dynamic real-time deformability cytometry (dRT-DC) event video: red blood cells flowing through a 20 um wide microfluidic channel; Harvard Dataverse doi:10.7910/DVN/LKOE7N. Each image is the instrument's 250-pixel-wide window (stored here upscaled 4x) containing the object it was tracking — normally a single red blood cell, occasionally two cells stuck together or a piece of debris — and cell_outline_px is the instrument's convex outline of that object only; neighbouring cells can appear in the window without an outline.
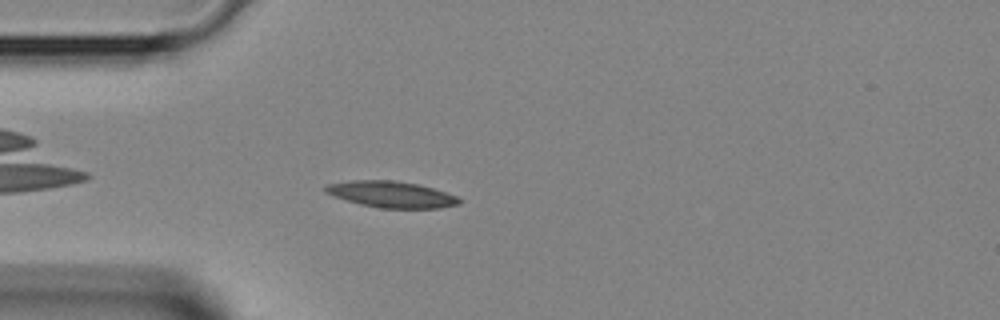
{"species": "Egyptian fruit bat (a non-hibernating species)", "species_latin": "Rousettus aegyptiacus", "temperature_condition": "room temperature", "stored_images_in_passage": 34, "camera_frame_rate_fps": 3000, "um_per_image_px": 0.085, "animal": {"sex": "female"}, "frame": {"image": 1, "passage_image": 3, "time_ms": 0.667, "image_size_px": [1000, 320], "cell_outline_px": [[460, 204], [440, 208], [380, 208], [360, 204], [324, 192], [324, 188], [328, 184], [352, 180], [392, 180], [416, 184], [432, 188], [456, 196], [460, 200]], "centroid_in_image_um": [33.26, 16.52], "position_along_channel_um": 51.7, "area_um2": 20.17}}
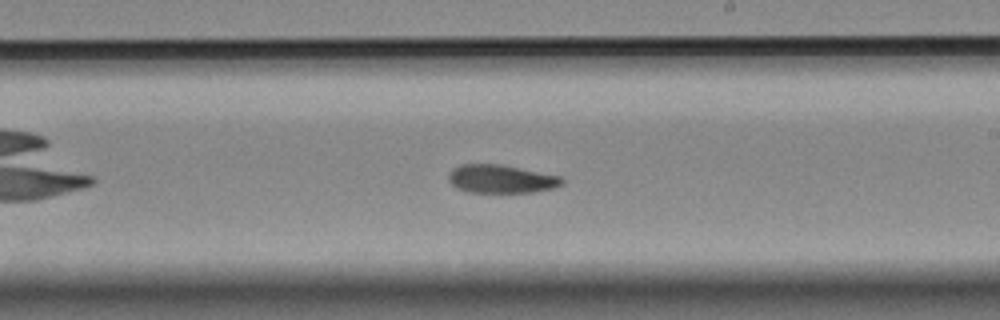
{"frame": {"image": 2, "passage_image": 16, "time_ms": 5.0, "image_size_px": [1000, 320], "cell_outline_px": [[564, 184], [556, 188], [532, 192], [468, 192], [456, 188], [448, 180], [448, 172], [452, 168], [460, 164], [500, 164], [560, 176], [564, 180]], "centroid_in_image_um": [42.58, 15.21], "position_along_channel_um": 246.4, "area_um2": 18.84}}
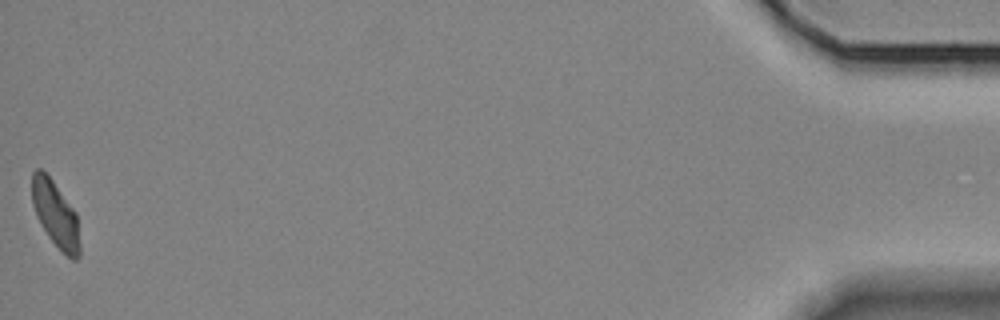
{"frame": {"image": 3, "passage_image": 34, "time_ms": 11.0, "image_size_px": [1000, 320], "cell_outline_px": [[80, 256], [76, 260], [72, 260], [60, 252], [48, 236], [36, 216], [32, 204], [32, 172], [36, 168], [40, 168], [52, 180], [76, 212], [80, 244]], "centroid_in_image_um": [4.72, 18.26], "position_along_channel_um": 430.5, "area_um2": 18.55}}